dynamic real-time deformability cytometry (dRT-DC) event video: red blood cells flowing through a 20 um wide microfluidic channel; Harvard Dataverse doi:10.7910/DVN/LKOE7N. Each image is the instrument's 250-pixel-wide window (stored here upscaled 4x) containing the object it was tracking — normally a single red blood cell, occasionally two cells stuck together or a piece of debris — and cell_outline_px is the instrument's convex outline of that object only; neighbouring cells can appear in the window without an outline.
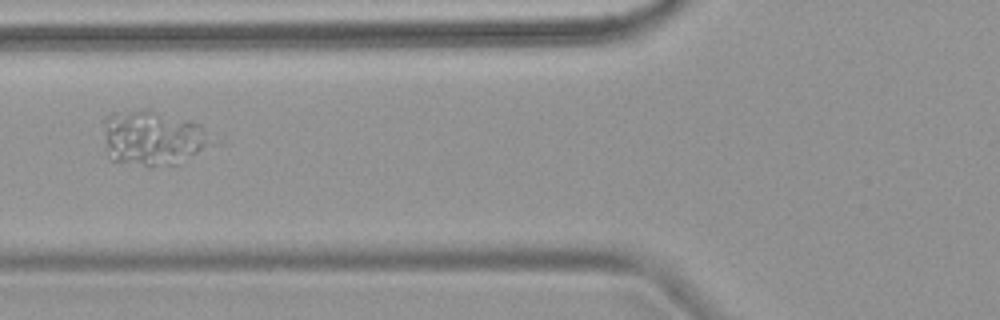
{"species": "common noctule bat (a hibernating species)", "species_latin": "Nyctalus noctula", "temperature_condition": "warm", "stored_images_in_passage": 6, "camera_frame_rate_fps": 3000, "um_per_image_px": 0.085, "animal": {"sex": "female", "body_mass_g": 18.4}, "frame": {"image": 1, "passage_image": 6, "time_ms": 6.0, "image_size_px": [1000, 320], "cell_outline_px": [[228, 144], [176, 164], [148, 168], [108, 160], [104, 136], [104, 120], [108, 116], [116, 112], [156, 112], [188, 120], [200, 124]], "centroid_in_image_um": [13.23, 11.83], "position_along_channel_um": 112.6, "area_um2": 36.24}}